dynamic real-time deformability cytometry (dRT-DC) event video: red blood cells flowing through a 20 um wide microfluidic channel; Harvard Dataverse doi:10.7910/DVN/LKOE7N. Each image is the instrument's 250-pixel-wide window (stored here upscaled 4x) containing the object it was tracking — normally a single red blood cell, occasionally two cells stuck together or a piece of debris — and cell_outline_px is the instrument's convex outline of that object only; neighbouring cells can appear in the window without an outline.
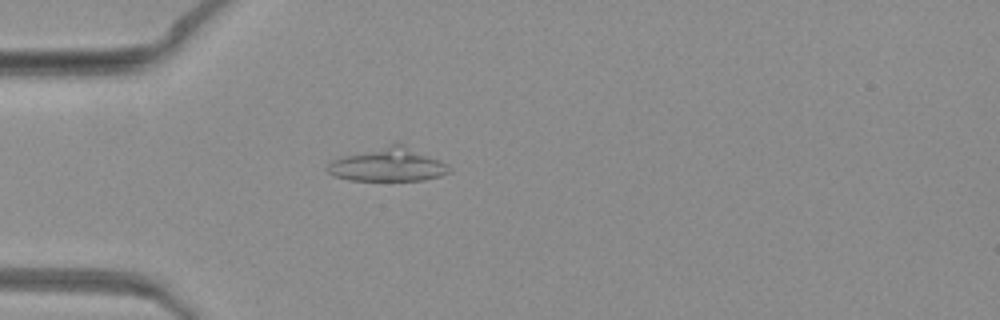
{"species": "common noctule bat (a hibernating species)", "species_latin": "Nyctalus noctula", "temperature_condition": "warm", "stored_images_in_passage": 50, "camera_frame_rate_fps": 3000, "um_per_image_px": 0.085, "animal": {"sex": "female", "body_mass_g": 19.3, "forearm_length_mm": 54.1}, "frame": {"image": 1, "passage_image": 14, "time_ms": 4.333, "image_size_px": [1000, 320], "cell_outline_px": [[452, 172], [440, 176], [424, 180], [348, 180], [336, 176], [328, 172], [324, 168], [332, 160], [340, 156], [392, 144], [400, 144], [440, 160], [448, 164], [452, 168]], "centroid_in_image_um": [32.97, 14.02], "position_along_channel_um": 52.0, "area_um2": 23.52}}
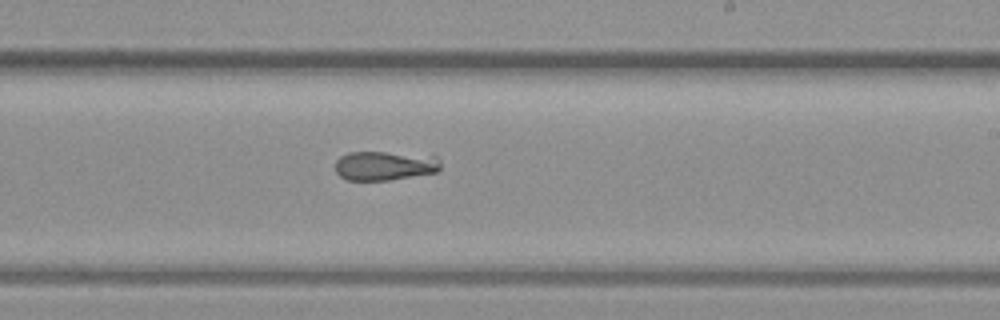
{"frame": {"image": 2, "passage_image": 30, "time_ms": 9.667, "image_size_px": [1000, 320], "cell_outline_px": [[440, 172], [388, 180], [348, 180], [340, 176], [336, 172], [336, 160], [340, 156], [348, 152], [384, 152], [436, 156], [440, 160]], "centroid_in_image_um": [32.72, 14.08], "position_along_channel_um": 256.3, "area_um2": 18.03}}
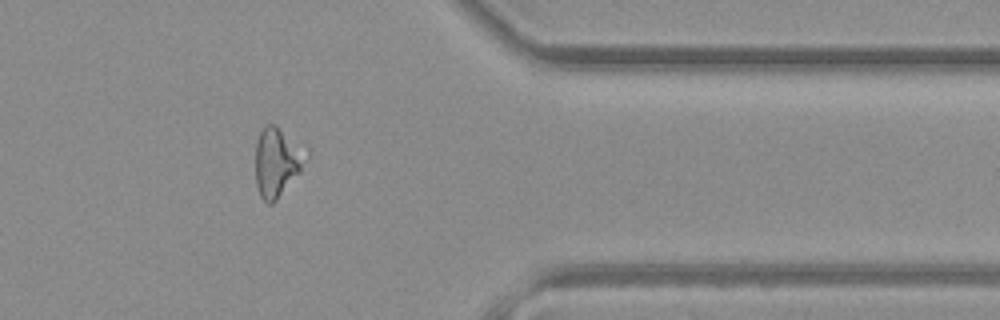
{"frame": {"image": 3, "passage_image": 41, "time_ms": 13.333, "image_size_px": [1000, 320], "cell_outline_px": [[312, 152], [308, 160], [300, 172], [276, 200], [272, 204], [268, 204], [260, 196], [256, 184], [256, 140], [264, 124], [276, 124], [308, 148]], "centroid_in_image_um": [23.61, 13.71], "position_along_channel_um": 387.8, "area_um2": 20.98}}